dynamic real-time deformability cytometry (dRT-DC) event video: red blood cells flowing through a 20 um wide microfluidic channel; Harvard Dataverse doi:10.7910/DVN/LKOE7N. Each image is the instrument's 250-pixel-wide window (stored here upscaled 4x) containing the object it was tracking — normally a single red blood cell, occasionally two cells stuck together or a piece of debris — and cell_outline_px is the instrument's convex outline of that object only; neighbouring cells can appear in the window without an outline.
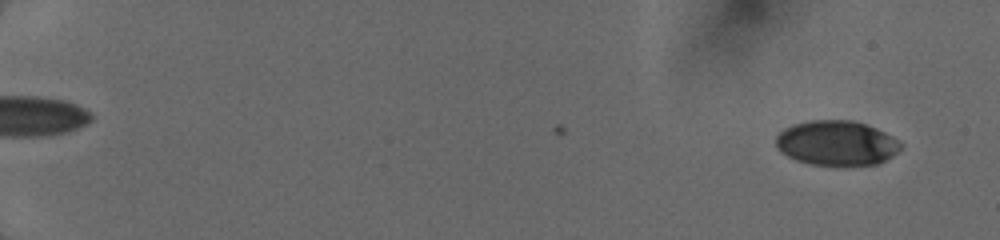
{"species": "human", "species_latin": "Homo sapiens", "temperature_condition": "cold", "stored_images_in_passage": 58, "camera_frame_rate_fps": 3000, "um_per_image_px": 0.085, "donor": {"sex": "female"}, "frame": {"image": 1, "passage_image": 5, "time_ms": 1.0, "image_size_px": [1000, 240], "cell_outline_px": [[904, 144], [892, 156], [880, 164], [812, 164], [796, 160], [780, 152], [776, 148], [776, 136], [784, 128], [792, 124], [808, 120], [852, 120], [876, 128], [900, 140]], "centroid_in_image_um": [71.1, 12.14], "position_along_channel_um": 13.9, "area_um2": 32.54}}
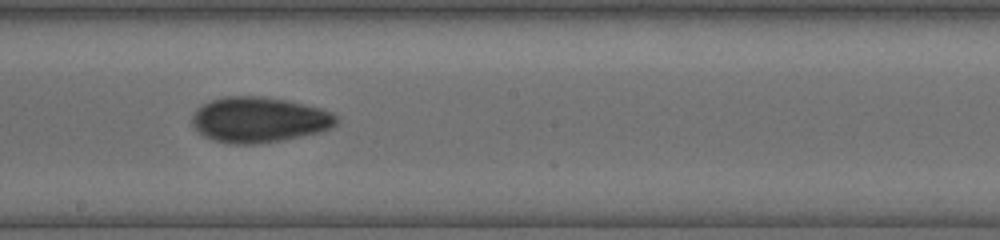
{"frame": {"image": 2, "passage_image": 39, "time_ms": 10.667, "image_size_px": [1000, 240], "cell_outline_px": [[340, 120], [332, 128], [320, 132], [304, 136], [284, 140], [256, 144], [228, 144], [212, 140], [204, 136], [192, 124], [192, 116], [196, 108], [212, 100], [224, 96], [260, 96], [284, 100], [304, 104], [320, 108], [332, 112], [340, 116]], "centroid_in_image_um": [22.06, 10.19], "position_along_channel_um": 226.1, "area_um2": 38.55}}
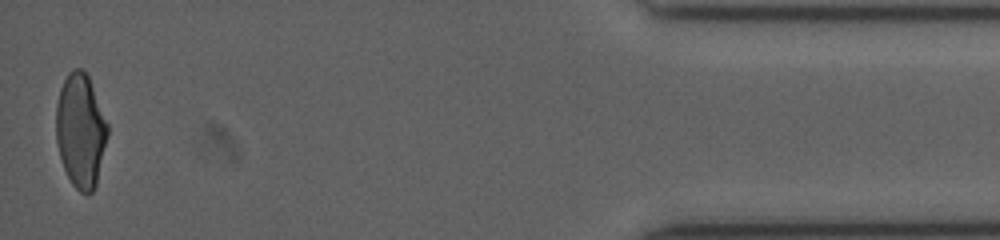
{"frame": {"image": 3, "passage_image": 58, "time_ms": 17.0, "image_size_px": [1000, 240], "cell_outline_px": [[108, 136], [96, 184], [92, 192], [88, 196], [80, 192], [72, 184], [64, 168], [60, 156], [56, 140], [56, 104], [60, 88], [68, 72], [72, 68], [80, 68], [88, 76], [108, 124]], "centroid_in_image_um": [6.85, 11.11], "position_along_channel_um": 428.4, "area_um2": 34.16}}